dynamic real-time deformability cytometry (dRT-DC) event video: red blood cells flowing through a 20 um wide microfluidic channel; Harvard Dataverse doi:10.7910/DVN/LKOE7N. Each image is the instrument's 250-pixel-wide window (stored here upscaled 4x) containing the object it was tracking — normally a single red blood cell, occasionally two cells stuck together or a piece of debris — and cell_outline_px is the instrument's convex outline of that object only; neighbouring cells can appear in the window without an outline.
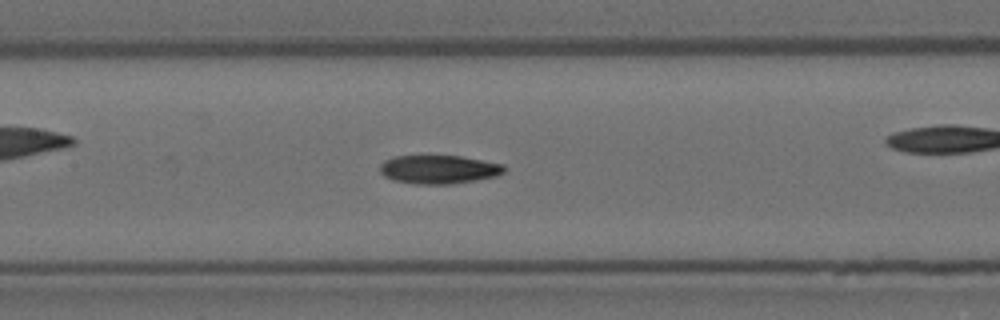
{"species": "Egyptian fruit bat (a non-hibernating species)", "species_latin": "Rousettus aegyptiacus", "temperature_condition": "room temperature", "stored_images_in_passage": 44, "camera_frame_rate_fps": 3000, "um_per_image_px": 0.085, "animal": {"sex": "female"}, "frame": {"image": 1, "passage_image": 13, "time_ms": 4.0, "image_size_px": [1000, 320], "cell_outline_px": [[508, 168], [504, 172], [496, 176], [476, 180], [452, 184], [416, 184], [392, 180], [384, 176], [380, 172], [380, 164], [384, 160], [396, 156], [460, 156], [504, 164]], "centroid_in_image_um": [37.31, 14.4], "position_along_channel_um": 170.1, "area_um2": 20.81}, "authors_computed_cell_mechanics": {"area_um2": 21.0681, "velocity_mm_per_s": 3.6053, "shape_relaxation_time_tau1_ms": null, "shape_relaxation_time_tau2_ms": 10.0148, "deformation_change_tau1": null, "deformation_change_tau2": 0.1679}}